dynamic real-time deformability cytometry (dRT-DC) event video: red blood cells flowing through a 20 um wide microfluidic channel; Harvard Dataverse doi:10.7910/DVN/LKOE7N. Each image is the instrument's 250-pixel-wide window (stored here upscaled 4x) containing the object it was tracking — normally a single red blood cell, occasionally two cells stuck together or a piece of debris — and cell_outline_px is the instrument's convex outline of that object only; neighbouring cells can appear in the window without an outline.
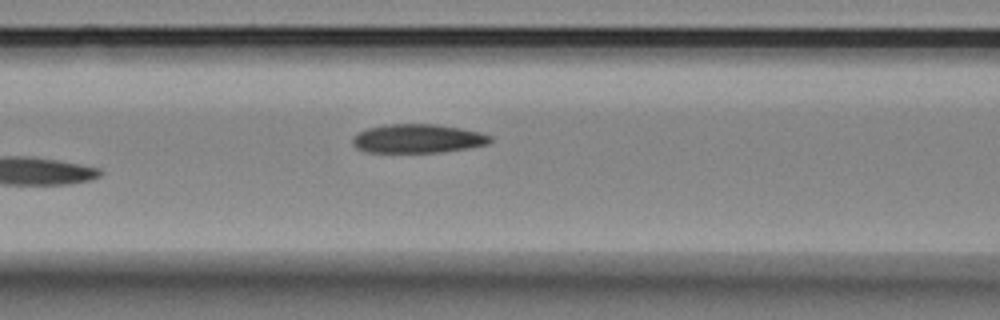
{"species": "Egyptian fruit bat (a non-hibernating species)", "species_latin": "Rousettus aegyptiacus", "temperature_condition": "room temperature", "stored_images_in_passage": 7, "camera_frame_rate_fps": 3000, "um_per_image_px": 0.085, "animal": {"sex": "female"}, "frame": {"image": 1, "passage_image": 7, "time_ms": 2.0, "image_size_px": [1000, 320], "cell_outline_px": [[492, 140], [488, 144], [468, 148], [440, 152], [364, 152], [356, 148], [352, 144], [352, 140], [360, 132], [368, 128], [384, 124], [436, 124], [460, 128], [480, 132], [492, 136]], "centroid_in_image_um": [35.52, 11.78], "position_along_channel_um": 131.1, "area_um2": 23.12}}